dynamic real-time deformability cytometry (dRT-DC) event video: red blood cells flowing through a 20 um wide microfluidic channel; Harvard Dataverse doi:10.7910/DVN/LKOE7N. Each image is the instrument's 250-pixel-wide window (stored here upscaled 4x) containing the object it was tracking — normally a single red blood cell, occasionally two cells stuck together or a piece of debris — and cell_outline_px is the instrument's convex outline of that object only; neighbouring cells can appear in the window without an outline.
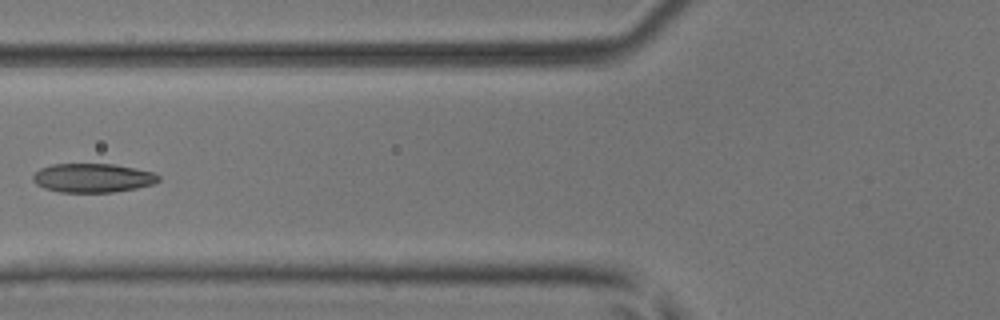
{"species": "common noctule bat (a hibernating species)", "species_latin": "Nyctalus noctula", "temperature_condition": "room temperature", "stored_images_in_passage": 8, "camera_frame_rate_fps": 3000, "um_per_image_px": 0.085, "animal": {"sex": "male", "body_mass_g": 17.9, "forearm_length_mm": 54.2}, "frame": {"image": 1, "passage_image": 6, "time_ms": 1.667, "image_size_px": [1000, 320], "cell_outline_px": [[160, 180], [152, 184], [136, 188], [112, 192], [60, 192], [44, 188], [36, 184], [32, 180], [32, 176], [40, 168], [52, 164], [116, 164], [136, 168], [152, 172], [160, 176]], "centroid_in_image_um": [7.87, 15.12], "position_along_channel_um": 117.9, "area_um2": 21.21}}
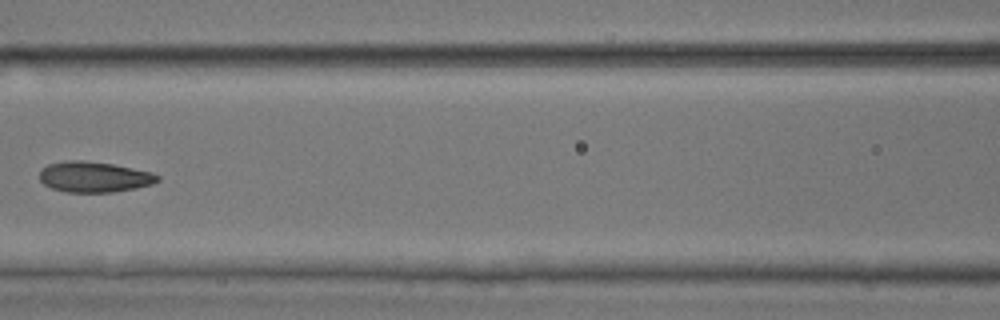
{"frame": {"image": 2, "passage_image": 7, "time_ms": 2.0, "image_size_px": [1000, 320], "cell_outline_px": [[160, 180], [152, 184], [136, 188], [112, 192], [64, 192], [52, 188], [44, 184], [40, 180], [40, 168], [48, 164], [64, 160], [84, 160], [112, 164], [152, 172], [160, 176]], "centroid_in_image_um": [7.98, 15.03], "position_along_channel_um": 158.6, "area_um2": 21.21}}
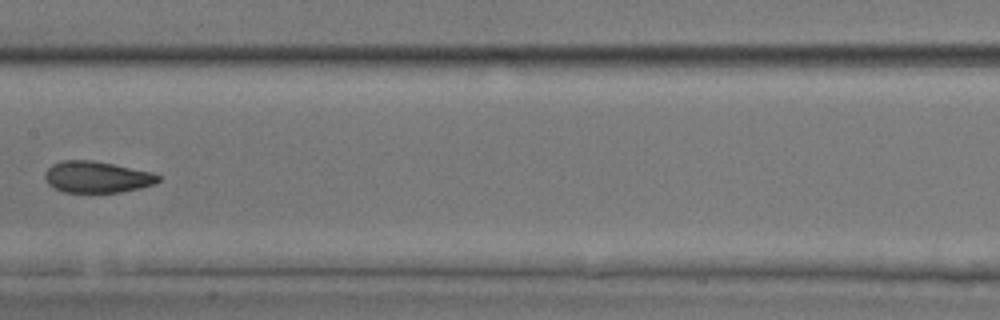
{"frame": {"image": 3, "passage_image": 8, "time_ms": 2.333, "image_size_px": [1000, 320], "cell_outline_px": [[160, 180], [156, 184], [140, 188], [120, 192], [64, 192], [48, 184], [44, 176], [44, 172], [52, 164], [64, 160], [92, 160], [152, 172], [160, 176]], "centroid_in_image_um": [8.24, 15.04], "position_along_channel_um": 199.2, "area_um2": 20.69}}